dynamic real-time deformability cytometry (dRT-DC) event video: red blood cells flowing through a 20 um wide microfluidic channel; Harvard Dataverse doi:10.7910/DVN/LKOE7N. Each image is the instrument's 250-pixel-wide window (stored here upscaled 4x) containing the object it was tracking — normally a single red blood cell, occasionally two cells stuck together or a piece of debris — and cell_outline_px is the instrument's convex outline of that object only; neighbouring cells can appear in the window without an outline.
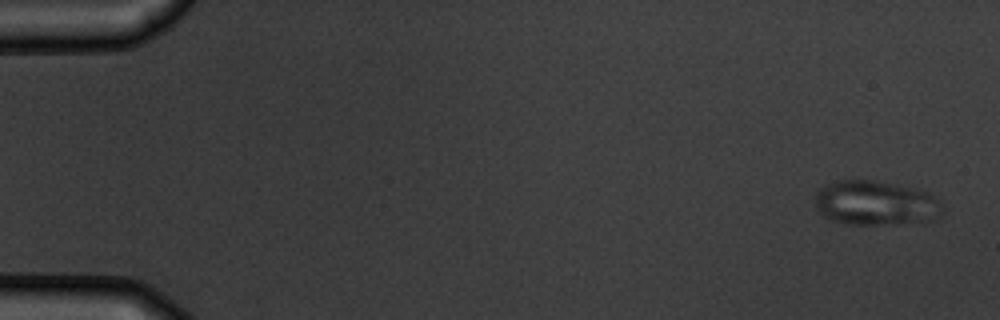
{"species": "common noctule bat (a hibernating species)", "species_latin": "Nyctalus noctula", "temperature_condition": "warm", "stored_images_in_passage": 5, "camera_frame_rate_fps": 3000, "um_per_image_px": 0.085, "animal": {"sex": "male", "body_mass_g": 19.5, "forearm_length_mm": 54.6}, "frame": {"image": 1, "passage_image": 1, "time_ms": 0.0, "image_size_px": [1000, 320], "cell_outline_px": [[944, 212], [940, 216], [932, 220], [876, 224], [852, 224], [832, 220], [824, 216], [816, 208], [816, 192], [828, 184], [836, 180], [872, 180], [892, 184], [928, 192], [940, 200], [944, 208]], "centroid_in_image_um": [74.45, 17.25], "position_along_channel_um": 10.6, "area_um2": 32.66}}